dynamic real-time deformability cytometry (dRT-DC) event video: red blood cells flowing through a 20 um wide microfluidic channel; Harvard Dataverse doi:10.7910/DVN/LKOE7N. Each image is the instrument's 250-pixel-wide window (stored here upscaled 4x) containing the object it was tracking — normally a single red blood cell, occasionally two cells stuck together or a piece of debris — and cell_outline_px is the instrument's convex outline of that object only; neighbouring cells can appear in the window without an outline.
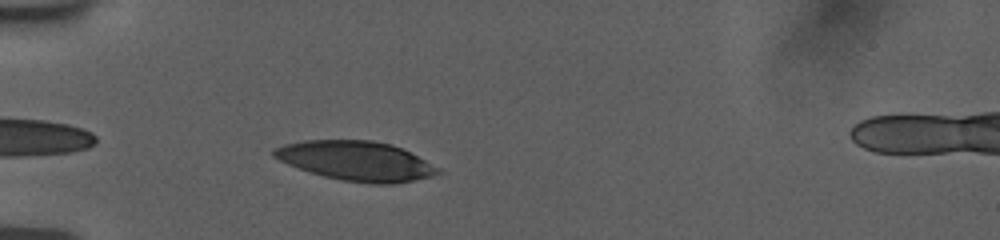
{"species": "human", "species_latin": "Homo sapiens", "temperature_condition": "room temperature", "stored_images_in_passage": 53, "camera_frame_rate_fps": 3000, "um_per_image_px": 0.085, "donor": {"sex": "female"}, "frame": {"image": 1, "passage_image": 2, "time_ms": 0.667, "image_size_px": [1000, 240], "cell_outline_px": [[440, 172], [432, 176], [392, 184], [372, 184], [344, 180], [324, 176], [288, 164], [272, 156], [272, 148], [284, 144], [304, 140], [372, 140], [392, 144], [440, 168]], "centroid_in_image_um": [30.24, 13.66], "position_along_channel_um": 54.8, "area_um2": 37.34}}
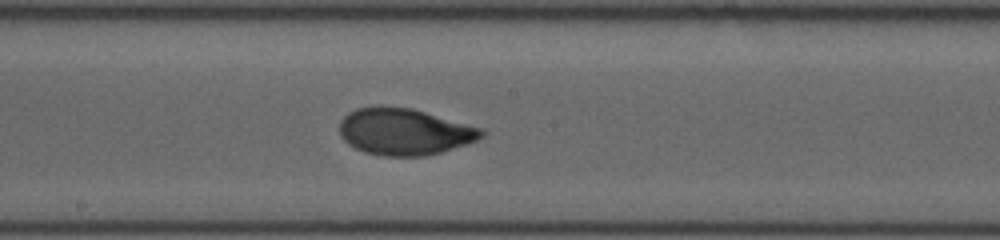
{"frame": {"image": 2, "passage_image": 27, "time_ms": 5.333, "image_size_px": [1000, 240], "cell_outline_px": [[484, 136], [476, 140], [440, 152], [424, 156], [384, 156], [364, 152], [348, 144], [340, 136], [340, 120], [348, 112], [356, 108], [380, 104], [412, 108], [484, 128]], "centroid_in_image_um": [34.34, 11.16], "position_along_channel_um": 213.9, "area_um2": 38.96}}
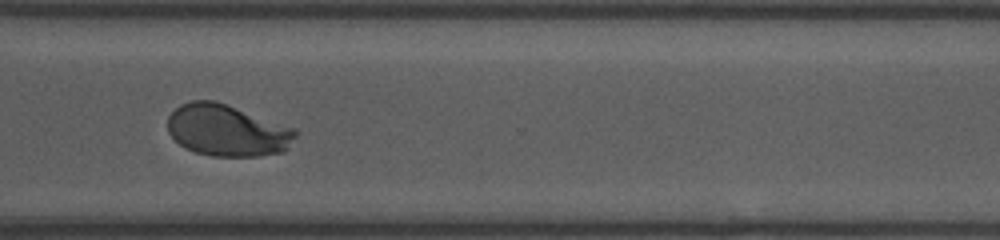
{"frame": {"image": 3, "passage_image": 47, "time_ms": 9.0, "image_size_px": [1000, 240], "cell_outline_px": [[296, 136], [288, 148], [284, 152], [256, 156], [212, 156], [196, 152], [184, 148], [168, 132], [168, 116], [180, 104], [192, 100], [216, 100], [296, 128]], "centroid_in_image_um": [19.32, 11.07], "position_along_channel_um": 351.3, "area_um2": 38.67}, "authors_computed_cell_mechanics": {"area_um2": 38.6682, "velocity_mm_per_s": 3.756, "shape_relaxation_time_tau1_ms": 3.6092, "shape_relaxation_time_tau2_ms": null, "deformation_change_tau1": 0.1703, "deformation_change_tau2": null}}